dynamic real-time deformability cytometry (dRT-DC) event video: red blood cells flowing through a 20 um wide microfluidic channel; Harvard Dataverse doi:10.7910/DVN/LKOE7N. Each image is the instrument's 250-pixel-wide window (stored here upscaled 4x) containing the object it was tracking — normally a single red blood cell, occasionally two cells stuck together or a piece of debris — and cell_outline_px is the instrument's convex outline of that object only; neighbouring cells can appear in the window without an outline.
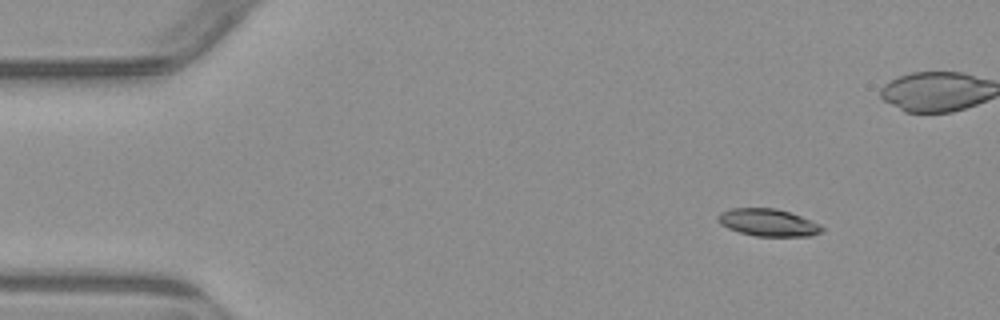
{"species": "common noctule bat (a hibernating species)", "species_latin": "Nyctalus noctula", "temperature_condition": "warm", "stored_images_in_passage": 6, "camera_frame_rate_fps": 3000, "um_per_image_px": 0.085, "animal": {"sex": "male", "body_mass_g": 23.1, "forearm_length_mm": 52.7}, "frame": {"image": 1, "passage_image": 2, "time_ms": 1.667, "image_size_px": [1000, 320], "cell_outline_px": [[824, 232], [808, 236], [756, 236], [740, 232], [728, 228], [720, 224], [716, 216], [720, 212], [732, 208], [776, 208], [812, 220], [820, 224], [824, 228]], "centroid_in_image_um": [65.3, 18.91], "position_along_channel_um": 19.7, "area_um2": 16.59}}
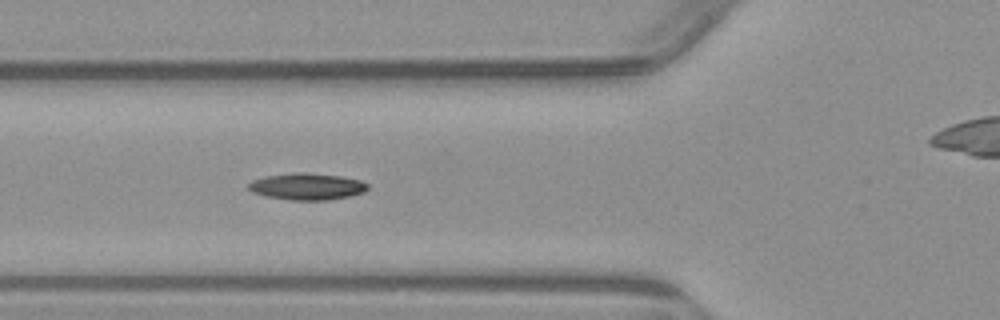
{"frame": {"image": 2, "passage_image": 5, "time_ms": 6.0, "image_size_px": [1000, 320], "cell_outline_px": [[368, 188], [364, 192], [348, 196], [328, 200], [288, 200], [264, 196], [252, 192], [248, 188], [248, 184], [252, 180], [264, 176], [296, 172], [304, 172], [340, 176], [360, 180], [368, 184]], "centroid_in_image_um": [26.06, 15.85], "position_along_channel_um": 99.7, "area_um2": 18.61}}